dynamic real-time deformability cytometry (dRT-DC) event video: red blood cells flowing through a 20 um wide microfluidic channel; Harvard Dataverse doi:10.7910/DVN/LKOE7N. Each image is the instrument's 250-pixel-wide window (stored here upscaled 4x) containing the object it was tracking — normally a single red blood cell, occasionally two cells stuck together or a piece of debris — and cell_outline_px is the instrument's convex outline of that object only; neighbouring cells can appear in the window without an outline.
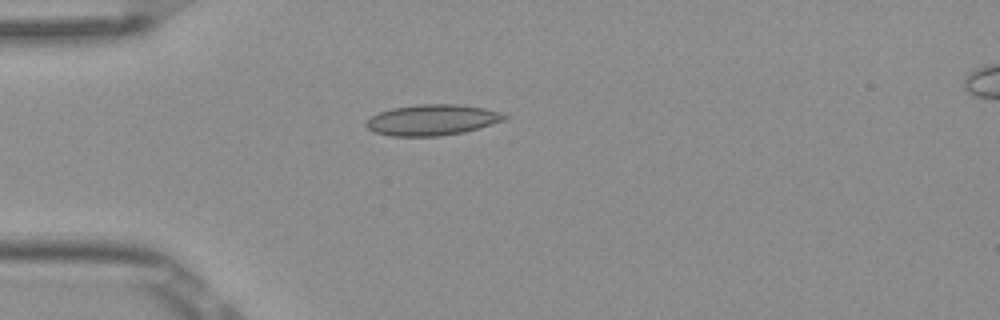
{"species": "Egyptian fruit bat (a non-hibernating species)", "species_latin": "Rousettus aegyptiacus", "temperature_condition": "room temperature", "stored_images_in_passage": 5, "camera_frame_rate_fps": 3000, "um_per_image_px": 0.085, "frame": {"image": 1, "passage_image": 5, "time_ms": 1.333, "image_size_px": [1000, 320], "cell_outline_px": [[508, 116], [504, 120], [464, 132], [440, 136], [392, 136], [376, 132], [368, 128], [364, 124], [372, 116], [380, 112], [392, 108], [420, 104], [456, 104], [484, 108]], "centroid_in_image_um": [36.71, 10.19], "position_along_channel_um": 48.3, "area_um2": 24.45}}